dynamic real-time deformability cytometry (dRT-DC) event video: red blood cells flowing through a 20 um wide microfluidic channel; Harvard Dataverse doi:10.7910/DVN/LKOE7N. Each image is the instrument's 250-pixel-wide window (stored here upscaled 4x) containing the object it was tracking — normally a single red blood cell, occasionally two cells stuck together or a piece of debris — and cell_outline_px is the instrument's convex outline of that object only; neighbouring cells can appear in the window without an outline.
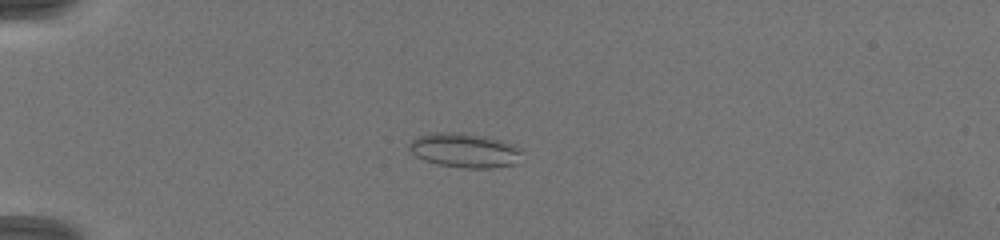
{"species": "common noctule bat (a hibernating species)", "species_latin": "Nyctalus noctula", "temperature_condition": "warm", "stored_images_in_passage": 10, "camera_frame_rate_fps": 3000, "um_per_image_px": 0.085, "animal": {"sex": "female", "body_mass_g": 19.5, "forearm_length_mm": 54.1}, "frame": {"image": 1, "passage_image": 5, "time_ms": 3.0, "image_size_px": [1000, 240], "cell_outline_px": [[520, 152], [516, 164], [492, 168], [464, 168], [436, 164], [424, 160], [416, 156], [408, 148], [408, 144], [412, 140], [420, 136], [440, 132], [460, 132], [484, 136], [500, 140], [512, 144], [520, 148]], "centroid_in_image_um": [39.47, 12.79], "position_along_channel_um": 45.5, "area_um2": 22.43}}
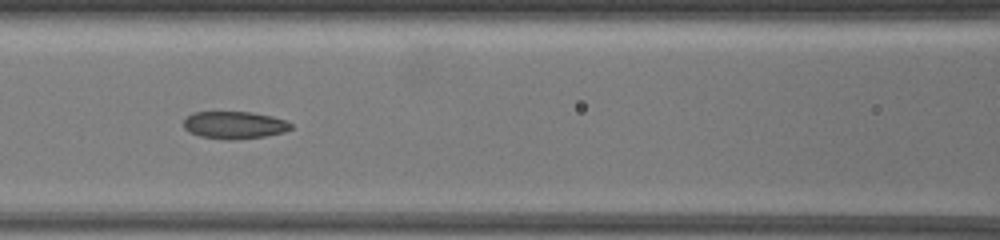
{"frame": {"image": 2, "passage_image": 9, "time_ms": 6.333, "image_size_px": [1000, 240], "cell_outline_px": [[292, 128], [284, 132], [264, 136], [236, 140], [224, 140], [200, 136], [188, 132], [184, 128], [184, 120], [192, 112], [252, 112], [272, 116], [284, 120], [292, 124]], "centroid_in_image_um": [19.91, 10.63], "position_along_channel_um": 146.7, "area_um2": 17.22}}